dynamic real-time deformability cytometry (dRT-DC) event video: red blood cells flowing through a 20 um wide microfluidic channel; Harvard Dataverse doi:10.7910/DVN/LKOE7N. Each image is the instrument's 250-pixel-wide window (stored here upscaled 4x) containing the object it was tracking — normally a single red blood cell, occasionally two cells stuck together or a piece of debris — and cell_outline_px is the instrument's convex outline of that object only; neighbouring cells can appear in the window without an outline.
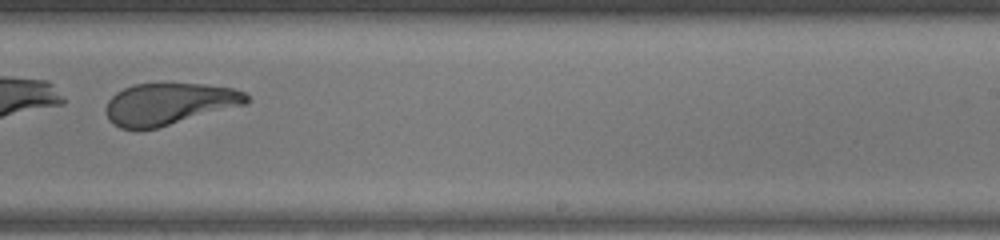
{"species": "human", "species_latin": "Homo sapiens", "temperature_condition": "warm", "stored_images_in_passage": 34, "camera_frame_rate_fps": 3000, "um_per_image_px": 0.085, "donor": {"sex": "female"}, "frame": {"image": 1, "passage_image": 25, "time_ms": 8.0, "image_size_px": [1000, 240], "cell_outline_px": [[252, 100], [248, 104], [156, 128], [120, 128], [112, 124], [108, 120], [104, 112], [104, 108], [108, 100], [116, 92], [124, 88], [136, 84], [204, 84], [232, 88], [244, 92]], "centroid_in_image_um": [14.37, 8.83], "position_along_channel_um": 274.6, "area_um2": 34.28}}